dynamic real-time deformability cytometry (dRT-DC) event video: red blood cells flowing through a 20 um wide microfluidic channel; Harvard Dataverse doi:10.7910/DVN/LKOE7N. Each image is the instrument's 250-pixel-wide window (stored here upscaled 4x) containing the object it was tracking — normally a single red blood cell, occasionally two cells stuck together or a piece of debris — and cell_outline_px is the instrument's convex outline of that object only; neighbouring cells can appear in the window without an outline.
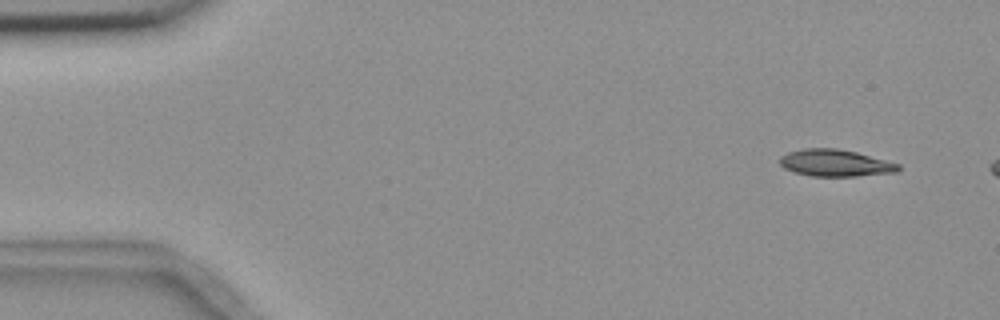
{"species": "common noctule bat (a hibernating species)", "species_latin": "Nyctalus noctula", "temperature_condition": "room temperature", "stored_images_in_passage": 3, "camera_frame_rate_fps": 3000, "um_per_image_px": 0.085, "animal": {"sex": "female", "body_mass_g": 18.4}, "frame": {"image": 1, "passage_image": 1, "time_ms": 0.0, "image_size_px": [1000, 320], "cell_outline_px": [[900, 168], [896, 172], [856, 176], [812, 176], [796, 172], [784, 168], [780, 164], [780, 156], [788, 152], [804, 148], [836, 148], [856, 152], [900, 164]], "centroid_in_image_um": [70.99, 13.85], "position_along_channel_um": 14.0, "area_um2": 18.44}}